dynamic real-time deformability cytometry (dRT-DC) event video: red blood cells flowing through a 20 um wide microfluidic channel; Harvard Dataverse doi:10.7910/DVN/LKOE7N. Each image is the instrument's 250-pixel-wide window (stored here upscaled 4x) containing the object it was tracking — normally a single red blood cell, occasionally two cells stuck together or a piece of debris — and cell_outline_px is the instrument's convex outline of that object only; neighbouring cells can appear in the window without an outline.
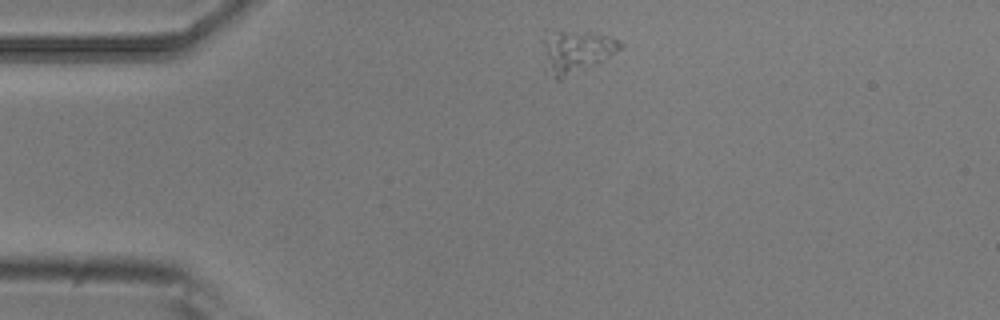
{"species": "common noctule bat (a hibernating species)", "species_latin": "Nyctalus noctula", "temperature_condition": "room temperature", "stored_images_in_passage": 2, "camera_frame_rate_fps": 3000, "um_per_image_px": 0.085, "animal": {"sex": "male", "body_mass_g": 20.5, "forearm_length_mm": 52.5}, "frame": {"image": 1, "passage_image": 1, "time_ms": 0.0, "image_size_px": [1000, 320], "cell_outline_px": [[624, 44], [620, 48], [608, 56], [560, 80], [556, 80], [544, 72], [544, 40], [556, 32], [564, 32], [604, 36], [620, 40]], "centroid_in_image_um": [48.91, 4.45], "position_along_channel_um": 36.1, "area_um2": 17.92}}